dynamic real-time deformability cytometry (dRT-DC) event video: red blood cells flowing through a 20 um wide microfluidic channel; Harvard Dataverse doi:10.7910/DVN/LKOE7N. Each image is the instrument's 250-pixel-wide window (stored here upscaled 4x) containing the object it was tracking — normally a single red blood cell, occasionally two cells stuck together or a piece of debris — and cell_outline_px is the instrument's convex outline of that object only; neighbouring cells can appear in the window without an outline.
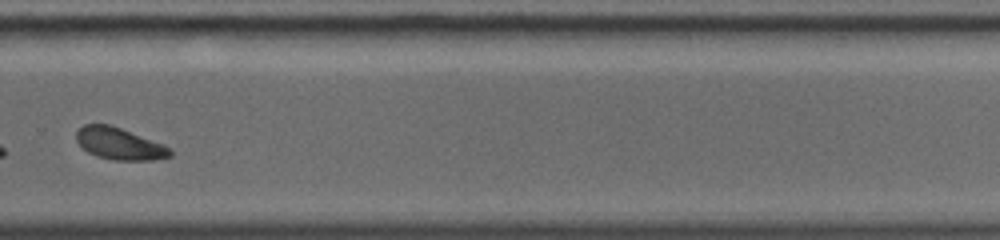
{"species": "common noctule bat (a hibernating species)", "species_latin": "Nyctalus noctula", "temperature_condition": "warm", "stored_images_in_passage": 21, "camera_frame_rate_fps": 5000, "um_per_image_px": 0.085, "animal": {"sex": "female", "body_mass_g": 19.0, "forearm_length_mm": 56.7}, "frame": {"image": 1, "passage_image": 15, "time_ms": 6.4, "image_size_px": [1000, 240], "cell_outline_px": [[172, 156], [152, 160], [112, 160], [96, 156], [88, 152], [76, 140], [76, 132], [84, 124], [108, 124], [120, 128], [164, 144], [172, 152]], "centroid_in_image_um": [10.15, 12.22], "position_along_channel_um": 319.7, "area_um2": 17.28}, "authors_computed_cell_mechanics": {"area_um2": 17.6868, "velocity_mm_per_s": 4.2884, "shape_relaxation_time_tau1_ms": 2.8372, "shape_relaxation_time_tau2_ms": null, "deformation_change_tau1": 0.0933, "deformation_change_tau2": null}}